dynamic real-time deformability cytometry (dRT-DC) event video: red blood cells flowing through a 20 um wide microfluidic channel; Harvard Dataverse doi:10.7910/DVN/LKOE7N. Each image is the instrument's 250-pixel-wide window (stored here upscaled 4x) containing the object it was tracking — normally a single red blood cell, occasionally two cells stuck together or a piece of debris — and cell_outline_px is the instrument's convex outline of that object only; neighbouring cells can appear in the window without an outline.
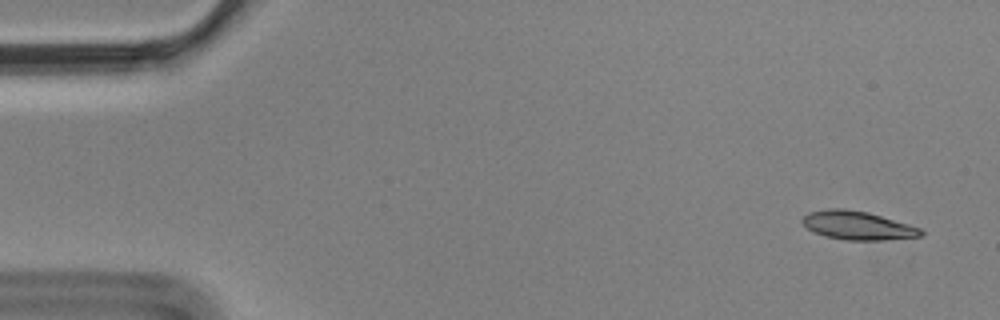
{"species": "Egyptian fruit bat (a non-hibernating species)", "species_latin": "Rousettus aegyptiacus", "temperature_condition": "cold", "stored_images_in_passage": 4, "camera_frame_rate_fps": 3000, "um_per_image_px": 0.085, "animal": {"sex": "male"}, "frame": {"image": 1, "passage_image": 1, "time_ms": 0.0, "image_size_px": [1000, 320], "cell_outline_px": [[924, 236], [884, 240], [848, 240], [824, 236], [812, 232], [800, 220], [808, 212], [828, 208], [844, 208], [868, 212], [908, 224], [920, 228], [924, 232]], "centroid_in_image_um": [72.88, 19.16], "position_along_channel_um": 12.1, "area_um2": 19.83}}